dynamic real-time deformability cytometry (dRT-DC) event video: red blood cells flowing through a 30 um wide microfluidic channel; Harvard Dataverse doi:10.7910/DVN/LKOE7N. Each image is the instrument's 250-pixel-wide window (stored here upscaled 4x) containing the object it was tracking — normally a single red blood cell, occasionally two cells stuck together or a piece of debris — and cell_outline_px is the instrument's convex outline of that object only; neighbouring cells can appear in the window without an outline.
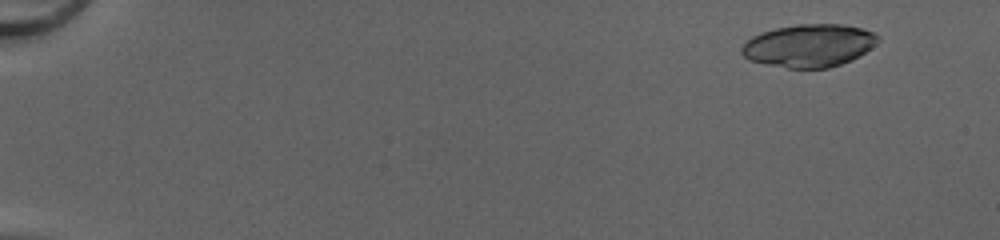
{"species": "common noctule bat (a hibernating species)", "species_latin": "Nyctalus noctula", "temperature_condition": "cold", "stored_images_in_passage": 38, "camera_frame_rate_fps": 3000, "um_per_image_px": 0.085, "animal": {"sex": "female", "body_mass_g": 20.0, "forearm_length_mm": 54.0}, "frame": {"image": 1, "passage_image": 5, "time_ms": 1.333, "image_size_px": [1000, 240], "cell_outline_px": [[880, 40], [876, 44], [860, 56], [852, 60], [828, 68], [788, 68], [764, 64], [748, 60], [740, 52], [740, 48], [752, 36], [760, 32], [776, 28], [796, 24], [844, 24], [860, 28], [872, 32], [880, 36]], "centroid_in_image_um": [68.76, 3.87], "position_along_channel_um": 16.2, "area_um2": 34.22}}
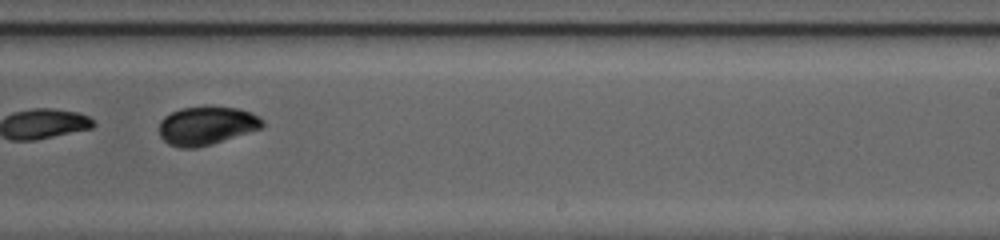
{"frame": {"image": 2, "passage_image": 35, "time_ms": 11.333, "image_size_px": [1000, 240], "cell_outline_px": [[264, 124], [260, 128], [212, 144], [196, 148], [180, 148], [168, 144], [160, 136], [160, 120], [164, 116], [180, 108], [204, 104], [212, 104], [236, 108], [252, 112], [260, 116], [264, 120]], "centroid_in_image_um": [17.55, 10.64], "position_along_channel_um": 271.4, "area_um2": 23.7}}